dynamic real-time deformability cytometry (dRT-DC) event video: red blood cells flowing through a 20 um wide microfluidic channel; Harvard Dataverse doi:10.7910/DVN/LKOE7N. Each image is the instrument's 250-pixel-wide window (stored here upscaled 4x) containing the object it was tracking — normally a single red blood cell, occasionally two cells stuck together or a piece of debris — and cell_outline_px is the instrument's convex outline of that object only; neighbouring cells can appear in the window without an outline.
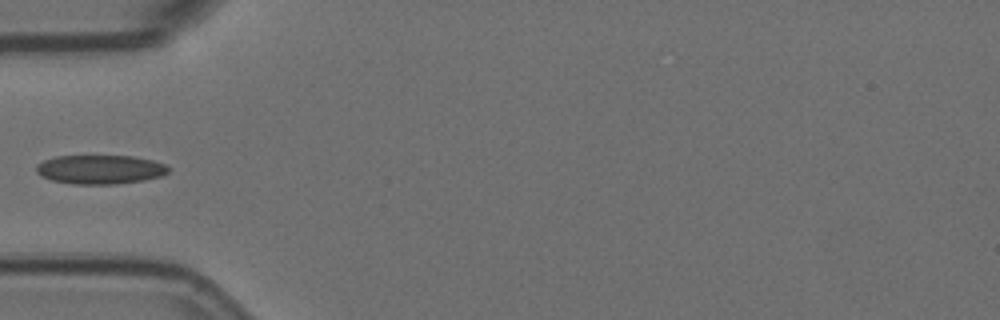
{"species": "Egyptian fruit bat (a non-hibernating species)", "species_latin": "Rousettus aegyptiacus", "temperature_condition": "room temperature", "stored_images_in_passage": 39, "camera_frame_rate_fps": 3000, "um_per_image_px": 0.085, "animal": {"sex": "female"}, "frame": {"image": 1, "passage_image": 1, "time_ms": 0.0, "image_size_px": [1000, 320], "cell_outline_px": [[172, 168], [168, 172], [160, 176], [144, 180], [116, 184], [72, 184], [52, 180], [36, 172], [36, 164], [44, 160], [56, 156], [132, 156], [152, 160], [164, 164]], "centroid_in_image_um": [8.52, 14.4], "position_along_channel_um": 76.5, "area_um2": 22.31}}
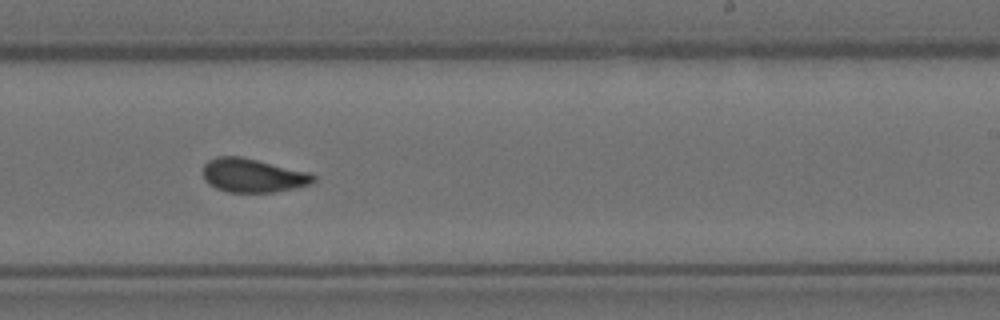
{"frame": {"image": 2, "passage_image": 17, "time_ms": 5.333, "image_size_px": [1000, 320], "cell_outline_px": [[316, 180], [312, 184], [272, 192], [228, 192], [216, 188], [208, 184], [204, 180], [204, 164], [208, 160], [216, 156], [240, 156], [308, 172], [316, 176]], "centroid_in_image_um": [21.47, 14.91], "position_along_channel_um": 267.5, "area_um2": 21.62}}
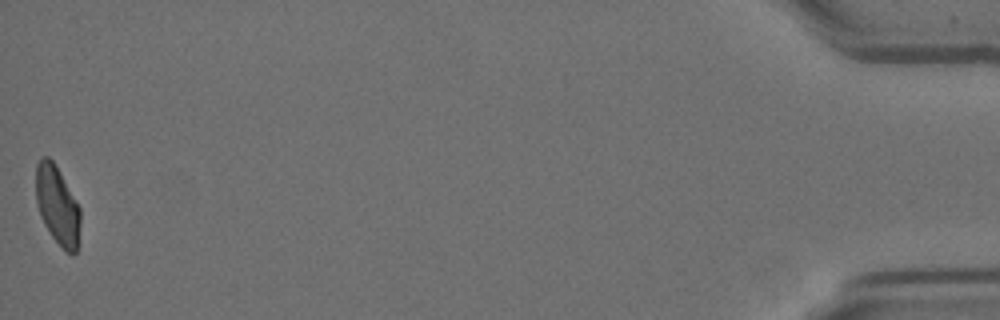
{"frame": {"image": 3, "passage_image": 39, "time_ms": 12.667, "image_size_px": [1000, 320], "cell_outline_px": [[80, 224], [76, 252], [72, 256], [64, 252], [52, 236], [44, 224], [40, 216], [36, 204], [36, 164], [40, 156], [48, 156], [52, 160], [80, 208]], "centroid_in_image_um": [4.86, 17.49], "position_along_channel_um": 430.3, "area_um2": 20.35}}